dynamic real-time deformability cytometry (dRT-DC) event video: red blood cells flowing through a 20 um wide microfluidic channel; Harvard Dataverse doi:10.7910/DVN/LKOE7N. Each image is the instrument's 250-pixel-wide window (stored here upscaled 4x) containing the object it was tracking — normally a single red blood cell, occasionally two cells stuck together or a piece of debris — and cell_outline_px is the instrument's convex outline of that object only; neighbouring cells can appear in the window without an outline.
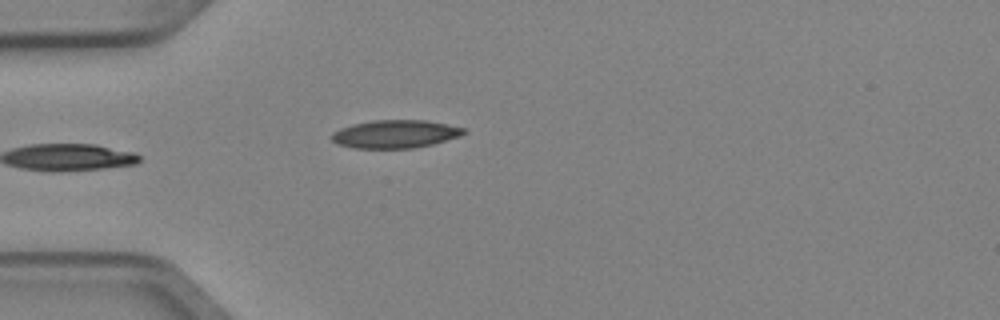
{"species": "Egyptian fruit bat (a non-hibernating species)", "species_latin": "Rousettus aegyptiacus", "temperature_condition": "cold", "stored_images_in_passage": 5, "camera_frame_rate_fps": 3000, "um_per_image_px": 0.085, "animal": {"sex": "female"}, "frame": {"image": 1, "passage_image": 5, "time_ms": 1.333, "image_size_px": [1000, 320], "cell_outline_px": [[468, 132], [460, 136], [432, 144], [412, 148], [356, 148], [336, 144], [332, 140], [332, 132], [340, 128], [352, 124], [372, 120], [424, 120], [448, 124], [464, 128]], "centroid_in_image_um": [33.59, 11.38], "position_along_channel_um": 51.4, "area_um2": 21.62}}